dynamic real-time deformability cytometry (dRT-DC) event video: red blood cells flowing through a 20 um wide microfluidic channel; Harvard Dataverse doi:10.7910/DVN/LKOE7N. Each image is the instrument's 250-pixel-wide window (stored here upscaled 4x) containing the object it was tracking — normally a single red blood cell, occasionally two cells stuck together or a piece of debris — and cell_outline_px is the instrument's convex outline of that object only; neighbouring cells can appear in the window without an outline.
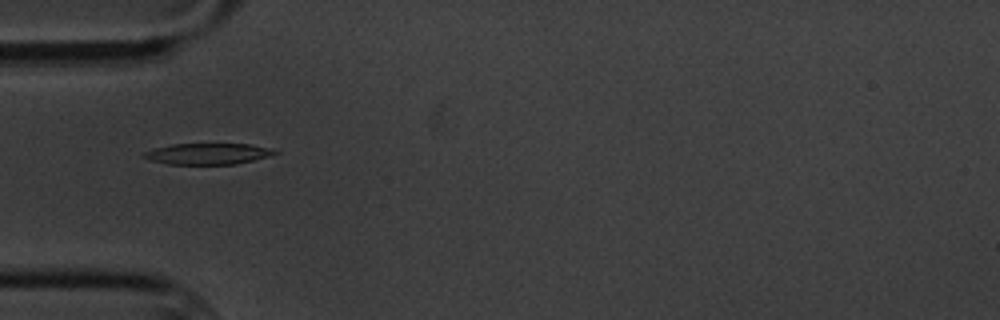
{"species": "common noctule bat (a hibernating species)", "species_latin": "Nyctalus noctula", "temperature_condition": "cold", "stored_images_in_passage": 9, "camera_frame_rate_fps": 3000, "um_per_image_px": 0.085, "animal": {"sex": "male", "body_mass_g": 20.1, "forearm_length_mm": 53.5}, "frame": {"image": 1, "passage_image": 1, "time_ms": 0.0, "image_size_px": [1000, 320], "cell_outline_px": [[280, 152], [272, 156], [236, 164], [168, 164], [148, 160], [144, 156], [144, 152], [152, 148], [172, 144], [252, 144], [272, 148]], "centroid_in_image_um": [17.71, 13.07], "position_along_channel_um": 67.3, "area_um2": 16.3}}
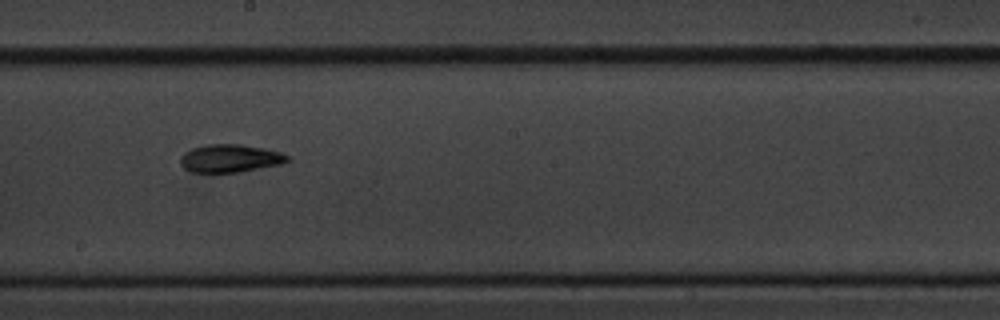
{"frame": {"image": 2, "passage_image": 5, "time_ms": 4.667, "image_size_px": [1000, 320], "cell_outline_px": [[292, 160], [280, 164], [240, 172], [192, 172], [184, 168], [180, 164], [180, 156], [184, 152], [192, 148], [208, 144], [240, 144], [264, 148], [280, 152], [288, 156]], "centroid_in_image_um": [19.55, 13.45], "position_along_channel_um": 228.7, "area_um2": 17.46}}
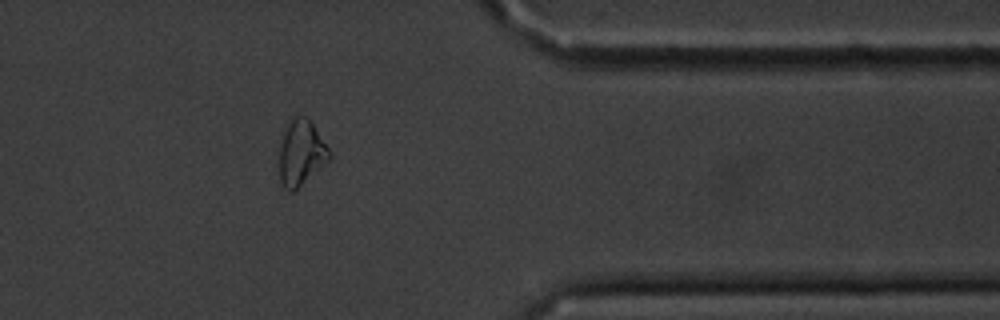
{"frame": {"image": 3, "passage_image": 9, "time_ms": 9.667, "image_size_px": [1000, 320], "cell_outline_px": [[332, 156], [328, 160], [292, 192], [284, 188], [280, 180], [280, 144], [284, 128], [288, 120], [292, 116], [308, 116], [332, 152]], "centroid_in_image_um": [25.59, 12.91], "position_along_channel_um": 385.8, "area_um2": 19.07}}